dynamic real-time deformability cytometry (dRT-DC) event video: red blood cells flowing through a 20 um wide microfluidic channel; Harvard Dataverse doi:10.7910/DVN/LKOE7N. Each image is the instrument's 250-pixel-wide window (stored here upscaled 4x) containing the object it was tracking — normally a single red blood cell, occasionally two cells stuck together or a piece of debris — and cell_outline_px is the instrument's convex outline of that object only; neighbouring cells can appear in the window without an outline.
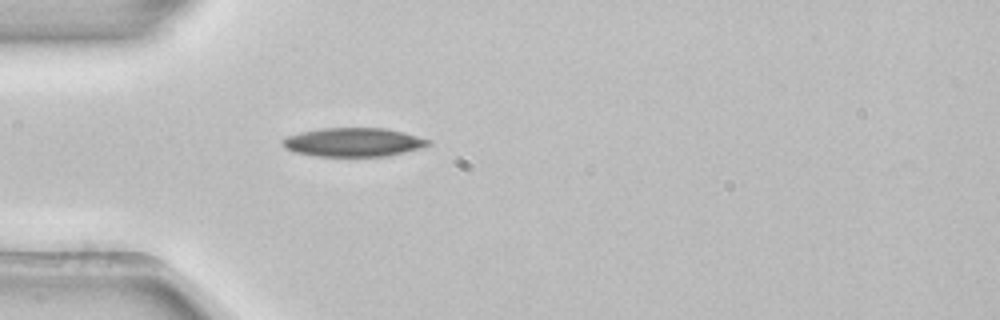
{"species": "common noctule bat (a hibernating species)", "species_latin": "Nyctalus noctula", "temperature_condition": "room temperature", "stored_images_in_passage": 4, "camera_frame_rate_fps": 3000, "um_per_image_px": 0.085, "animal": {"sex": "female", "body_mass_g": 22.7, "forearm_length_mm": 54.2}, "frame": {"image": 1, "passage_image": 4, "time_ms": 1.0, "image_size_px": [1000, 320], "cell_outline_px": [[432, 144], [420, 148], [388, 156], [312, 156], [296, 152], [284, 148], [280, 144], [280, 140], [288, 136], [300, 132], [324, 128], [384, 128], [404, 132], [432, 140]], "centroid_in_image_um": [30.03, 12.09], "position_along_channel_um": 55.0, "area_um2": 24.57}}